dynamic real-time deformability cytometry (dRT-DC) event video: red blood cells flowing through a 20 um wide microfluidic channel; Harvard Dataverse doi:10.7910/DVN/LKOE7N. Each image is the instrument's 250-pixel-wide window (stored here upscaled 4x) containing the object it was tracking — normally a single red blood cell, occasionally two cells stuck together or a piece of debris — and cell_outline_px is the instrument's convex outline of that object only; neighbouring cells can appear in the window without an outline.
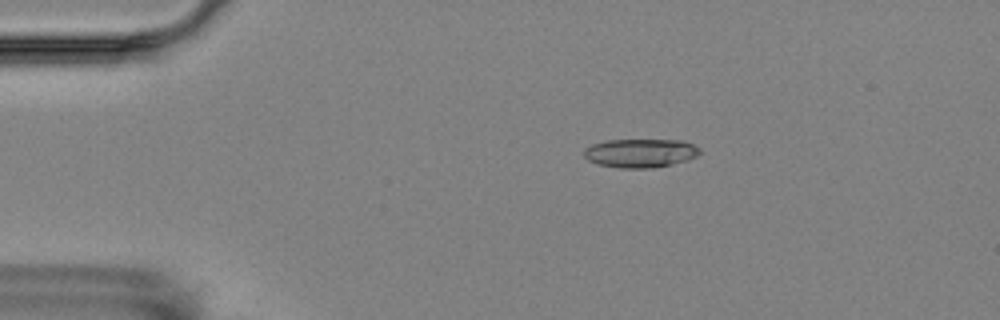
{"species": "Egyptian fruit bat (a non-hibernating species)", "species_latin": "Rousettus aegyptiacus", "temperature_condition": "room temperature", "stored_images_in_passage": 3, "camera_frame_rate_fps": 3000, "um_per_image_px": 0.085, "animal": {"sex": "female"}, "frame": {"image": 1, "passage_image": 2, "time_ms": 1.0, "image_size_px": [1000, 320], "cell_outline_px": [[700, 152], [696, 156], [688, 160], [672, 164], [652, 168], [620, 168], [596, 164], [588, 160], [584, 156], [584, 148], [592, 144], [608, 140], [684, 140], [700, 148]], "centroid_in_image_um": [54.42, 13.01], "position_along_channel_um": 30.6, "area_um2": 19.48}}